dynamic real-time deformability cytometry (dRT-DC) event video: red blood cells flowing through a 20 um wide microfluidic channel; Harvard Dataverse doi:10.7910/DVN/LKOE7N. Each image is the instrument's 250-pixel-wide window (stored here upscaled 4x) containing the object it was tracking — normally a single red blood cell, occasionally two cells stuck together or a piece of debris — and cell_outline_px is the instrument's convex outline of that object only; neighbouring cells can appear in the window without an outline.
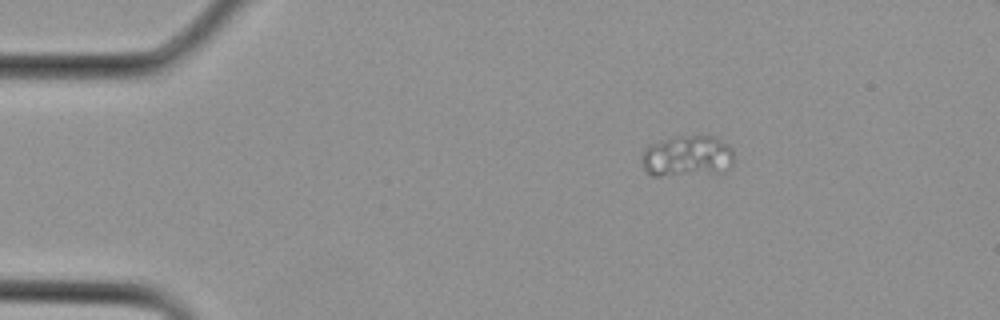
{"species": "Egyptian fruit bat (a non-hibernating species)", "species_latin": "Rousettus aegyptiacus", "temperature_condition": "cold", "stored_images_in_passage": 26, "camera_frame_rate_fps": 3000, "um_per_image_px": 0.085, "animal": {"sex": "female"}, "frame": {"image": 1, "passage_image": 1, "time_ms": 0.0, "image_size_px": [1000, 320], "cell_outline_px": [[732, 164], [724, 172], [660, 176], [652, 176], [644, 168], [644, 148], [648, 144], [676, 136], [716, 136], [728, 144], [732, 148]], "centroid_in_image_um": [58.44, 13.26], "position_along_channel_um": 26.6, "area_um2": 22.08}}
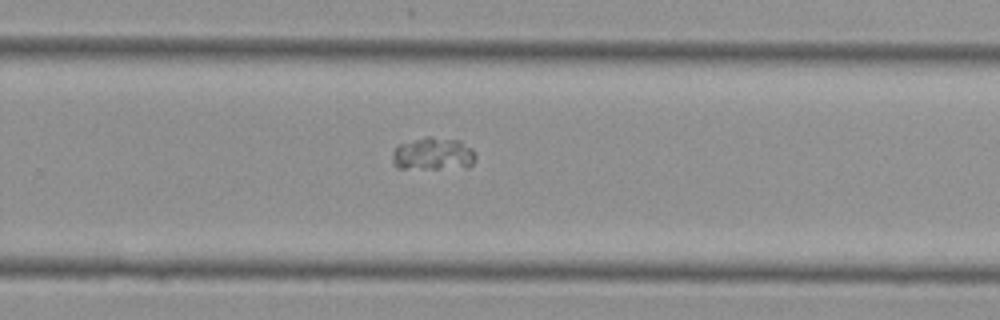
{"frame": {"image": 2, "passage_image": 16, "time_ms": 5.0, "image_size_px": [1000, 320], "cell_outline_px": [[476, 160], [468, 168], [396, 168], [392, 164], [392, 152], [400, 144], [424, 136], [432, 136], [460, 140], [472, 148], [476, 156]], "centroid_in_image_um": [36.84, 13.08], "position_along_channel_um": 293.0, "area_um2": 16.18}}
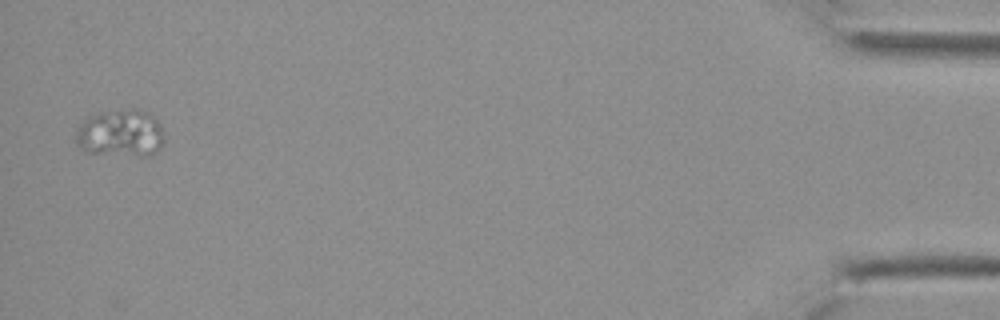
{"frame": {"image": 3, "passage_image": 26, "time_ms": 8.333, "image_size_px": [1000, 320], "cell_outline_px": [[160, 148], [148, 156], [140, 156], [88, 152], [80, 148], [76, 144], [76, 132], [80, 124], [84, 120], [100, 112], [132, 108], [148, 112], [160, 124]], "centroid_in_image_um": [10.2, 11.32], "position_along_channel_um": 425.0, "area_um2": 23.93}}